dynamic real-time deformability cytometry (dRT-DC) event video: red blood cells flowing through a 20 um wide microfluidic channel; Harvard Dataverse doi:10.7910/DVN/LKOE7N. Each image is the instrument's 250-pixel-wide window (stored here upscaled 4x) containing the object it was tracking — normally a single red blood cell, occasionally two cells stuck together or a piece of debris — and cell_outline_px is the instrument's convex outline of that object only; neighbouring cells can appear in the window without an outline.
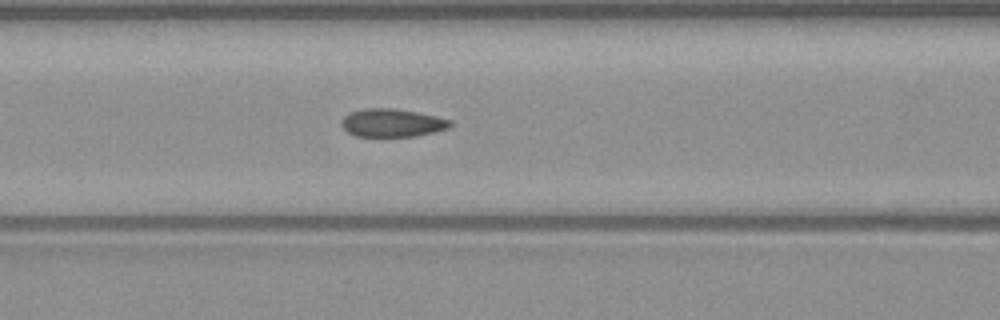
{"species": "common noctule bat (a hibernating species)", "species_latin": "Nyctalus noctula", "temperature_condition": "warm", "stored_images_in_passage": 33, "camera_frame_rate_fps": 3000, "um_per_image_px": 0.085, "animal": {"sex": "male", "body_mass_g": 23.1, "forearm_length_mm": 52.7}, "frame": {"image": 1, "passage_image": 11, "time_ms": 3.333, "image_size_px": [1000, 320], "cell_outline_px": [[452, 124], [448, 128], [416, 136], [356, 136], [348, 132], [344, 128], [344, 116], [352, 112], [364, 108], [396, 108], [436, 116], [452, 120]], "centroid_in_image_um": [33.37, 10.43], "position_along_channel_um": 133.2, "area_um2": 17.51}}
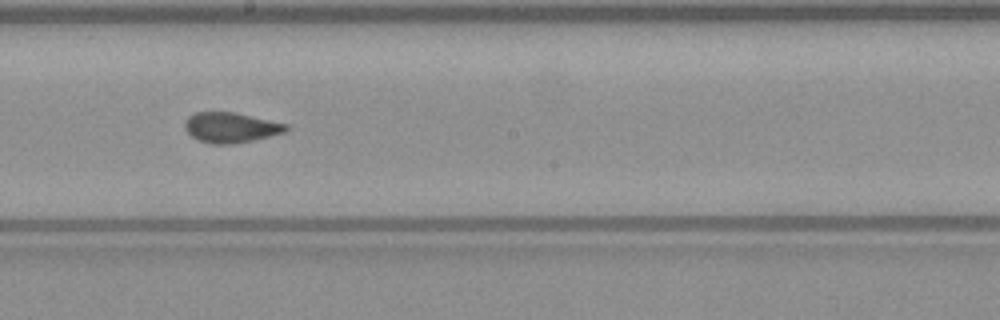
{"frame": {"image": 2, "passage_image": 18, "time_ms": 5.667, "image_size_px": [1000, 320], "cell_outline_px": [[288, 128], [284, 132], [252, 140], [232, 144], [212, 144], [200, 140], [192, 136], [184, 128], [184, 120], [188, 116], [196, 112], [236, 112], [288, 124]], "centroid_in_image_um": [19.59, 10.82], "position_along_channel_um": 228.6, "area_um2": 17.74}}
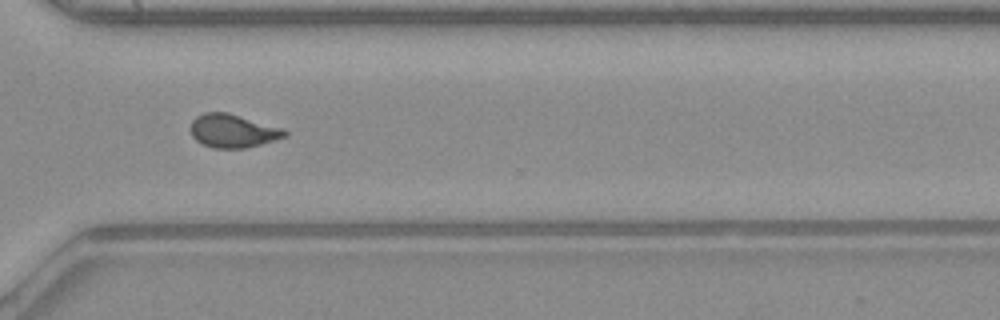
{"frame": {"image": 3, "passage_image": 27, "time_ms": 8.667, "image_size_px": [1000, 320], "cell_outline_px": [[288, 136], [276, 140], [244, 148], [212, 148], [196, 140], [192, 136], [192, 120], [196, 116], [204, 112], [228, 112], [284, 128], [288, 132]], "centroid_in_image_um": [19.84, 11.11], "position_along_channel_um": 350.8, "area_um2": 18.38}}